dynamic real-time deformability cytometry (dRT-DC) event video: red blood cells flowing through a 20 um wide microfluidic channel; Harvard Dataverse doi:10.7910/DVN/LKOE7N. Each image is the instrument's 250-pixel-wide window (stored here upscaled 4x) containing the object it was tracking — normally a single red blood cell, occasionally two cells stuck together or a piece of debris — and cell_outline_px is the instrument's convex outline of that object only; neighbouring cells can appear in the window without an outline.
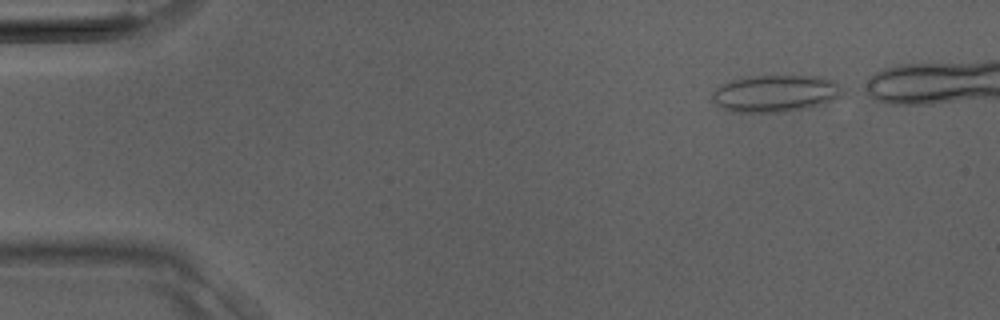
{"species": "Egyptian fruit bat (a non-hibernating species)", "species_latin": "Rousettus aegyptiacus", "temperature_condition": "room temperature", "stored_images_in_passage": 30, "camera_frame_rate_fps": 3000, "um_per_image_px": 0.085, "animal": {"sex": "male"}, "frame": {"image": 1, "passage_image": 1, "time_ms": 0.0, "image_size_px": [1000, 320], "cell_outline_px": [[844, 92], [840, 96], [820, 104], [804, 108], [784, 112], [732, 112], [716, 104], [712, 100], [712, 92], [720, 84], [732, 80], [752, 76], [816, 76], [828, 80], [836, 84]], "centroid_in_image_um": [65.83, 7.95], "position_along_channel_um": 19.2, "area_um2": 27.63}}
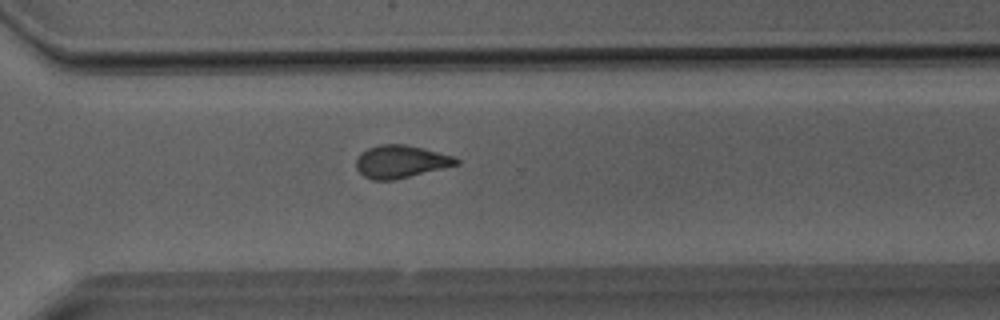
{"frame": {"image": 2, "passage_image": 24, "time_ms": 7.667, "image_size_px": [1000, 320], "cell_outline_px": [[460, 164], [396, 180], [372, 180], [364, 176], [356, 168], [356, 160], [368, 148], [380, 144], [404, 144], [424, 148], [452, 156], [460, 160]], "centroid_in_image_um": [34.09, 13.74], "position_along_channel_um": 336.5, "area_um2": 19.02}}
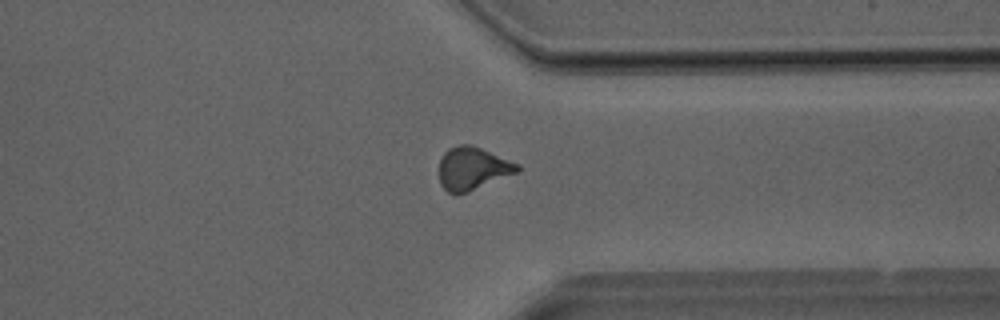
{"frame": {"image": 3, "passage_image": 26, "time_ms": 8.333, "image_size_px": [1000, 320], "cell_outline_px": [[520, 172], [468, 192], [456, 196], [452, 196], [440, 184], [440, 160], [444, 152], [448, 148], [460, 144], [472, 144], [520, 164]], "centroid_in_image_um": [40.19, 14.33], "position_along_channel_um": 371.2, "area_um2": 19.94}}